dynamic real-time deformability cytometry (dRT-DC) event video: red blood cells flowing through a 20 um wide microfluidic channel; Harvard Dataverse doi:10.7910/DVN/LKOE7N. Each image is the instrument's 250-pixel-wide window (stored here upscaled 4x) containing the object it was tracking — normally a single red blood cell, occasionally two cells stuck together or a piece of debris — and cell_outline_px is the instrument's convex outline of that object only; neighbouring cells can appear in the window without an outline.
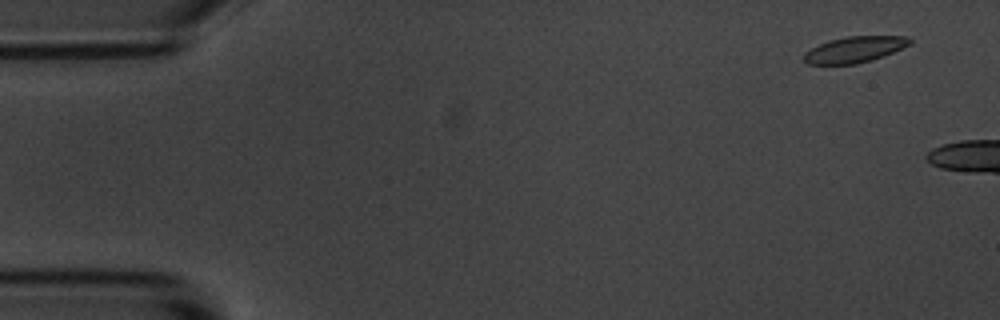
{"species": "common noctule bat (a hibernating species)", "species_latin": "Nyctalus noctula", "temperature_condition": "room temperature", "stored_images_in_passage": 3, "camera_frame_rate_fps": 3000, "um_per_image_px": 0.085, "animal": {"sex": "male", "body_mass_g": 20.1, "forearm_length_mm": 53.5}, "frame": {"image": 1, "passage_image": 1, "time_ms": 0.0, "image_size_px": [1000, 320], "cell_outline_px": [[912, 44], [884, 56], [872, 60], [856, 64], [808, 64], [804, 60], [804, 52], [828, 40], [848, 36], [908, 36], [912, 40]], "centroid_in_image_um": [72.68, 4.2], "position_along_channel_um": 12.3, "area_um2": 16.13}}